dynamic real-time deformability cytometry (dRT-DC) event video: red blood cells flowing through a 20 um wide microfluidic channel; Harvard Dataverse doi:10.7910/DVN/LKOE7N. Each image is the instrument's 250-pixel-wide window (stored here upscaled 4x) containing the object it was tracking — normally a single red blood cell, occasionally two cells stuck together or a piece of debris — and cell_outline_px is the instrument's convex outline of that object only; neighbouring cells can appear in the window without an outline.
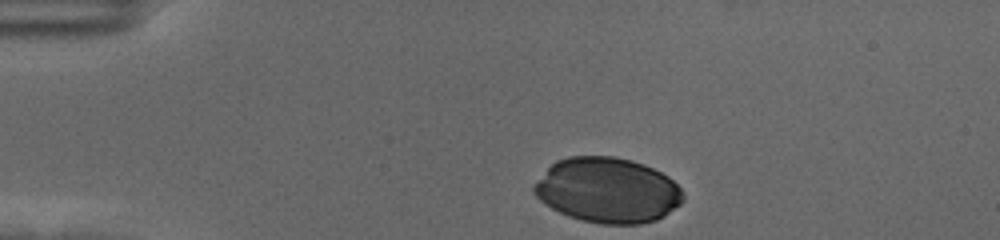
{"species": "human", "species_latin": "Homo sapiens", "temperature_condition": "cold", "stored_images_in_passage": 36, "camera_frame_rate_fps": 3000, "um_per_image_px": 0.085, "donor": {"sex": "female"}, "frame": {"image": 1, "passage_image": 1, "time_ms": 0.0, "image_size_px": [1000, 240], "cell_outline_px": [[684, 200], [680, 204], [664, 216], [656, 220], [640, 224], [600, 224], [580, 220], [568, 216], [552, 208], [540, 200], [532, 192], [532, 188], [548, 168], [556, 160], [568, 156], [612, 156], [632, 160], [644, 164], [668, 176], [680, 188], [684, 196]], "centroid_in_image_um": [51.65, 16.17], "position_along_channel_um": 33.4, "area_um2": 56.59}}